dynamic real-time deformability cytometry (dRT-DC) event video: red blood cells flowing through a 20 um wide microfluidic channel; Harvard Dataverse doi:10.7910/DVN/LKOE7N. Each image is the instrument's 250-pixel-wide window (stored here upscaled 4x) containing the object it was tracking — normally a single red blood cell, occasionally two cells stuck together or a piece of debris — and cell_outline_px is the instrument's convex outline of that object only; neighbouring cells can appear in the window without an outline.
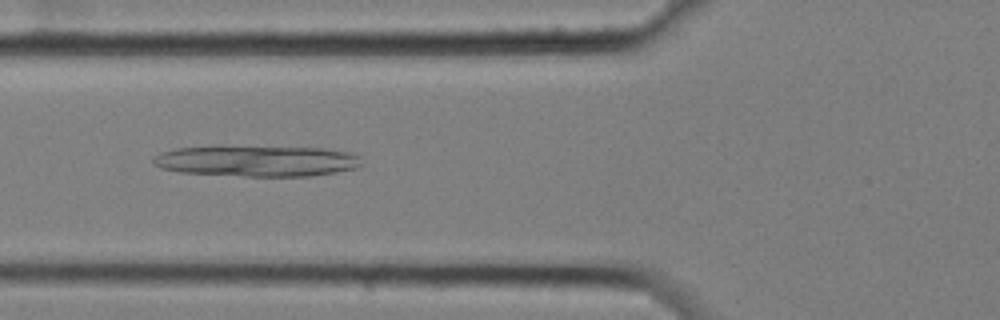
{"species": "common noctule bat (a hibernating species)", "species_latin": "Nyctalus noctula", "temperature_condition": "cold", "stored_images_in_passage": 8, "camera_frame_rate_fps": 3000, "um_per_image_px": 0.085, "animal": {"sex": "female", "body_mass_g": 25.1}, "frame": {"image": 1, "passage_image": 5, "time_ms": 1.333, "image_size_px": [1000, 320], "cell_outline_px": [[364, 164], [356, 168], [336, 172], [312, 176], [244, 176], [180, 172], [160, 168], [152, 164], [152, 156], [160, 152], [176, 148], [220, 144], [324, 148], [348, 152], [360, 156]], "centroid_in_image_um": [21.78, 13.64], "position_along_channel_um": 104.0, "area_um2": 39.07}}
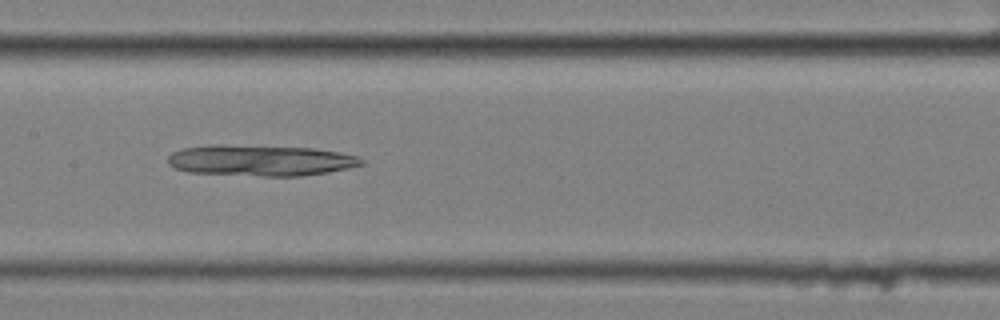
{"frame": {"image": 2, "passage_image": 7, "time_ms": 2.0, "image_size_px": [1000, 320], "cell_outline_px": [[364, 164], [348, 168], [328, 172], [304, 176], [264, 176], [188, 172], [176, 168], [168, 164], [168, 156], [172, 152], [180, 148], [212, 144], [220, 144], [312, 148], [340, 152], [356, 156], [364, 160]], "centroid_in_image_um": [22.12, 13.63], "position_along_channel_um": 185.3, "area_um2": 35.14}}
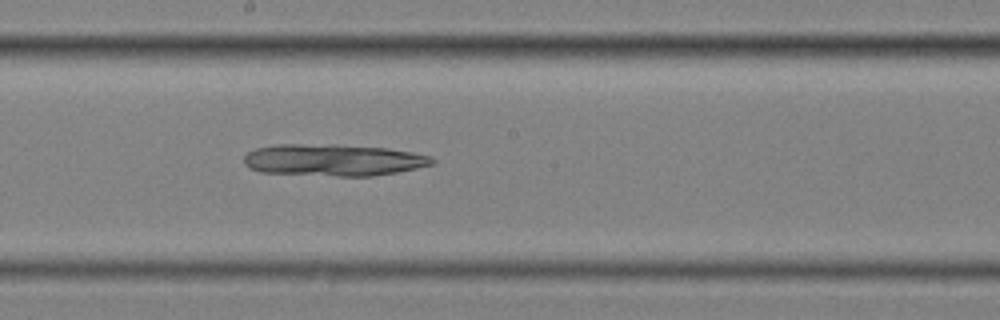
{"frame": {"image": 3, "passage_image": 8, "time_ms": 2.333, "image_size_px": [1000, 320], "cell_outline_px": [[436, 160], [432, 164], [416, 168], [396, 172], [372, 176], [336, 176], [260, 172], [248, 168], [244, 164], [244, 156], [248, 152], [256, 148], [276, 144], [336, 144], [388, 148], [412, 152], [428, 156]], "centroid_in_image_um": [28.29, 13.59], "position_along_channel_um": 219.9, "area_um2": 35.03}}